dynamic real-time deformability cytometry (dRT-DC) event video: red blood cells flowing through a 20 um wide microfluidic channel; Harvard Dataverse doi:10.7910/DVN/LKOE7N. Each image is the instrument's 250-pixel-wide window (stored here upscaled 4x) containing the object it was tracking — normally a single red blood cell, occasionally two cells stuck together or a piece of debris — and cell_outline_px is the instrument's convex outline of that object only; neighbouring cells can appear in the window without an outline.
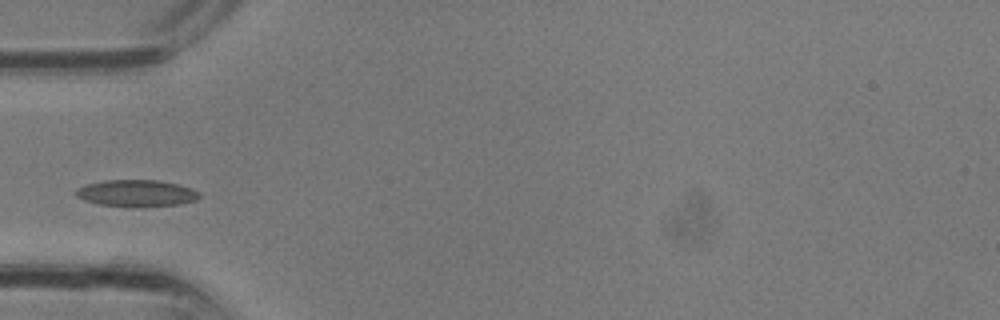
{"species": "common noctule bat (a hibernating species)", "species_latin": "Nyctalus noctula", "temperature_condition": "room temperature", "stored_images_in_passage": 24, "camera_frame_rate_fps": 3000, "um_per_image_px": 0.085, "animal": {"sex": "male", "body_mass_g": 13.3}, "frame": {"image": 1, "passage_image": 2, "time_ms": 0.333, "image_size_px": [1000, 320], "cell_outline_px": [[200, 196], [196, 200], [180, 204], [136, 208], [100, 204], [84, 200], [76, 196], [72, 192], [76, 188], [88, 184], [104, 180], [160, 180], [192, 188], [200, 192]], "centroid_in_image_um": [11.59, 16.43], "position_along_channel_um": 73.4, "area_um2": 19.54}}
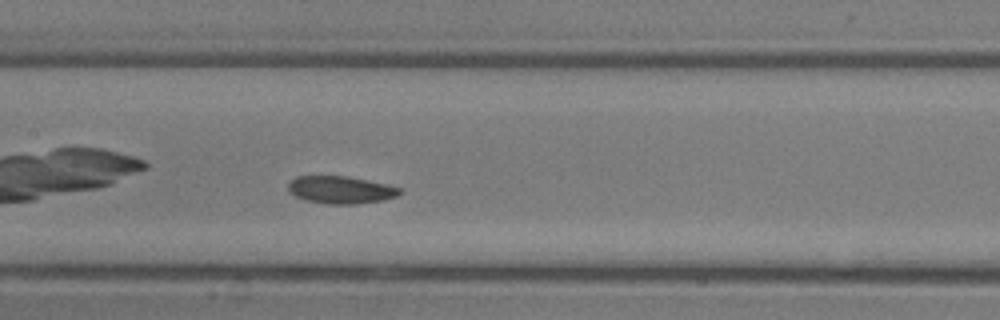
{"frame": {"image": 2, "passage_image": 7, "time_ms": 2.0, "image_size_px": [1000, 320], "cell_outline_px": [[404, 192], [396, 196], [384, 200], [356, 204], [328, 204], [304, 200], [288, 192], [288, 184], [296, 176], [348, 176], [384, 184], [400, 188]], "centroid_in_image_um": [28.95, 16.14], "position_along_channel_um": 178.5, "area_um2": 17.86}}
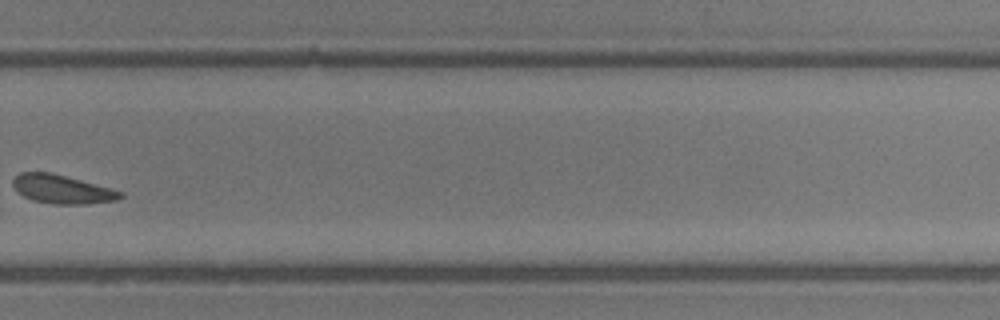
{"frame": {"image": 3, "passage_image": 14, "time_ms": 4.333, "image_size_px": [1000, 320], "cell_outline_px": [[124, 196], [116, 200], [88, 204], [52, 204], [32, 200], [16, 192], [12, 184], [12, 180], [20, 172], [48, 172], [112, 188], [124, 192]], "centroid_in_image_um": [5.27, 16.1], "position_along_channel_um": 324.5, "area_um2": 17.98}}